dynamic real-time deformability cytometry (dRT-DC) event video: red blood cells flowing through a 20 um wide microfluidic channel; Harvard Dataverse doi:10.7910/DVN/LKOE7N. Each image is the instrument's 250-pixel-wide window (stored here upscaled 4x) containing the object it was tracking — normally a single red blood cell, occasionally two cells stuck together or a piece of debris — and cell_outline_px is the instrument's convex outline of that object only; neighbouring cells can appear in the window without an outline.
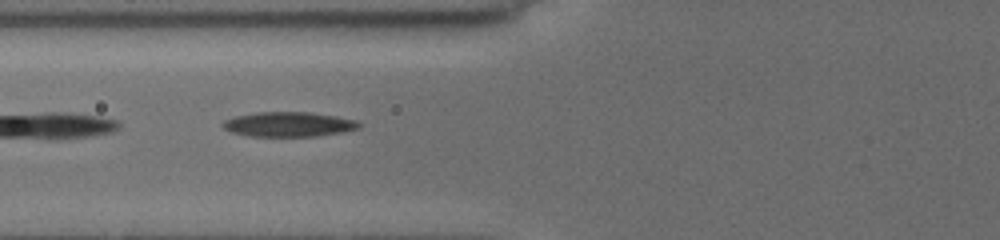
{"species": "common noctule bat (a hibernating species)", "species_latin": "Nyctalus noctula", "temperature_condition": "cold", "stored_images_in_passage": 4, "camera_frame_rate_fps": 3000, "um_per_image_px": 0.085, "animal": {"sex": "female", "body_mass_g": 19.5, "forearm_length_mm": 54.1}, "frame": {"image": 1, "passage_image": 3, "time_ms": 2.333, "image_size_px": [1000, 240], "cell_outline_px": [[364, 124], [360, 128], [344, 132], [316, 136], [248, 136], [232, 132], [224, 128], [220, 124], [224, 120], [236, 116], [256, 112], [308, 112], [336, 116], [356, 120]], "centroid_in_image_um": [24.57, 10.56], "position_along_channel_um": 101.2, "area_um2": 19.77}}
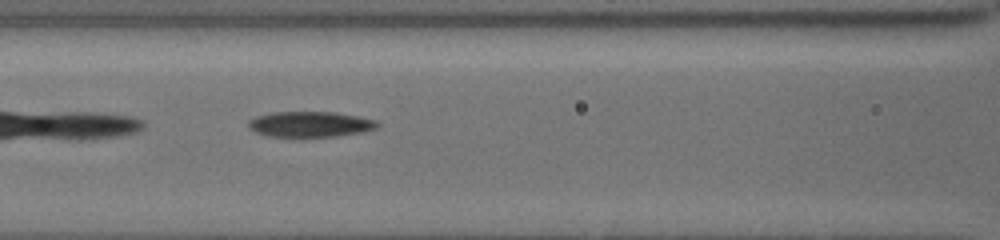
{"frame": {"image": 2, "passage_image": 4, "time_ms": 3.333, "image_size_px": [1000, 240], "cell_outline_px": [[380, 124], [376, 128], [360, 132], [336, 136], [272, 136], [256, 132], [248, 124], [248, 120], [256, 116], [272, 112], [336, 112], [376, 120]], "centroid_in_image_um": [26.38, 10.54], "position_along_channel_um": 140.2, "area_um2": 18.84}}